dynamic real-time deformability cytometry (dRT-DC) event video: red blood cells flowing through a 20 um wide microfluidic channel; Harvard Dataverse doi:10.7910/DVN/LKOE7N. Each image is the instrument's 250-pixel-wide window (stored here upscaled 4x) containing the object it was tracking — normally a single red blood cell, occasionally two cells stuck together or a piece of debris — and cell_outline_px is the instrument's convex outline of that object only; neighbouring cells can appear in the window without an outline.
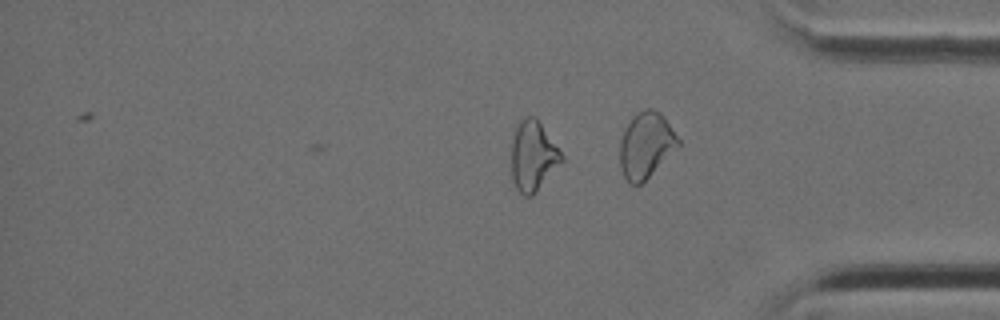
{"species": "Egyptian fruit bat (a non-hibernating species)", "species_latin": "Rousettus aegyptiacus", "temperature_condition": "cold", "stored_images_in_passage": 40, "camera_frame_rate_fps": 3000, "um_per_image_px": 0.085, "animal": {"sex": "female"}, "frame": {"image": 1, "passage_image": 40, "time_ms": 13.0, "image_size_px": [1000, 320], "cell_outline_px": [[564, 160], [532, 196], [524, 196], [516, 188], [512, 180], [512, 136], [520, 120], [524, 116], [536, 116], [564, 156]], "centroid_in_image_um": [45.31, 13.24], "position_along_channel_um": 389.9, "area_um2": 20.52}}